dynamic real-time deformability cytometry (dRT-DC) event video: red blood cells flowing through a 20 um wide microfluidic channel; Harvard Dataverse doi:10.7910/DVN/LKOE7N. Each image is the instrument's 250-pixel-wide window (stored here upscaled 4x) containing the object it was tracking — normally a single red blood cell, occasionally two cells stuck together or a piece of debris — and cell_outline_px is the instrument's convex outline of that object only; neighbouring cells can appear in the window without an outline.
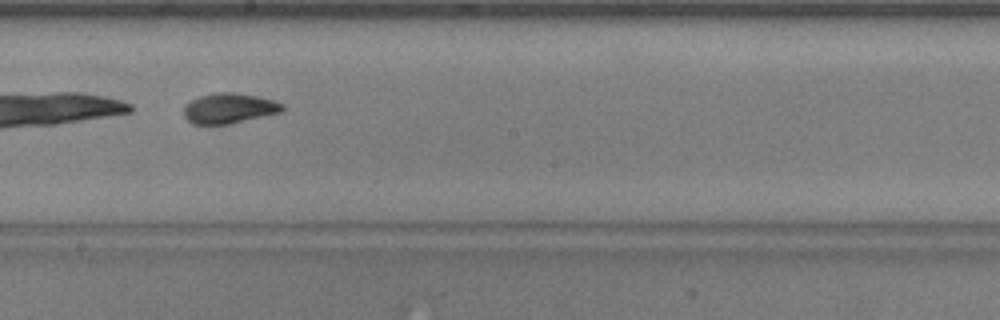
{"species": "common noctule bat (a hibernating species)", "species_latin": "Nyctalus noctula", "temperature_condition": "warm", "stored_images_in_passage": 44, "camera_frame_rate_fps": 3000, "um_per_image_px": 0.085, "animal": {"sex": "male", "body_mass_g": 20.5, "forearm_length_mm": 52.5}, "frame": {"image": 1, "passage_image": 22, "time_ms": 7.0, "image_size_px": [1000, 320], "cell_outline_px": [[284, 108], [280, 112], [232, 124], [192, 124], [184, 116], [184, 108], [192, 100], [200, 96], [216, 92], [236, 92], [256, 96], [272, 100], [284, 104]], "centroid_in_image_um": [19.48, 9.21], "position_along_channel_um": 228.7, "area_um2": 17.28}}
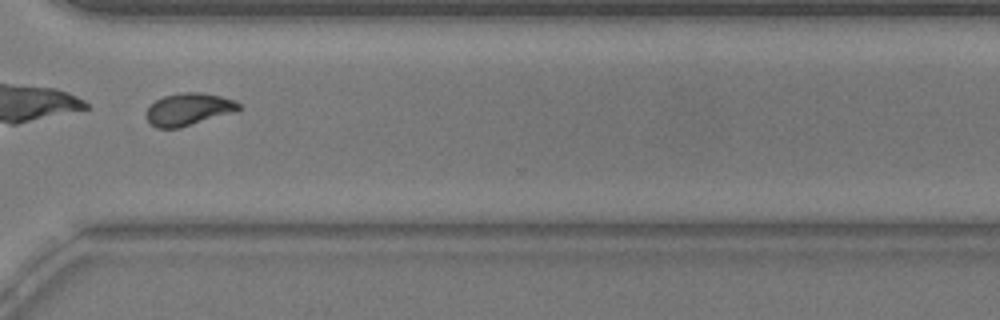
{"frame": {"image": 2, "passage_image": 32, "time_ms": 10.333, "image_size_px": [1000, 320], "cell_outline_px": [[240, 108], [236, 112], [180, 128], [156, 128], [148, 120], [144, 112], [156, 100], [164, 96], [180, 92], [200, 92], [220, 96], [232, 100], [240, 104]], "centroid_in_image_um": [16.02, 9.29], "position_along_channel_um": 354.6, "area_um2": 17.46}, "authors_computed_cell_mechanics": {"area_um2": 17.6579, "velocity_mm_per_s": 3.7815, "shape_relaxation_time_tau1_ms": 5.1642, "shape_relaxation_time_tau2_ms": 1.3855, "deformation_change_tau1": 0.1836, "deformation_change_tau2": 0.0618}}